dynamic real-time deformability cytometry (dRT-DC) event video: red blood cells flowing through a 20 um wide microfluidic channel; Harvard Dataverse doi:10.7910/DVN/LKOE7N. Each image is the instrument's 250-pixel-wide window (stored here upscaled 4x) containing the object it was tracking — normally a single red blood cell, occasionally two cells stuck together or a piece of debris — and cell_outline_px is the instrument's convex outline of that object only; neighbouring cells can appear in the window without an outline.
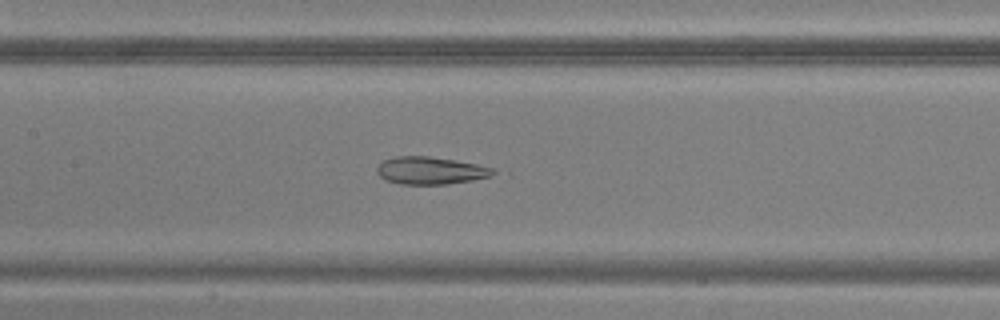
{"species": "common noctule bat (a hibernating species)", "species_latin": "Nyctalus noctula", "temperature_condition": "warm", "stored_images_in_passage": 49, "camera_frame_rate_fps": 3000, "um_per_image_px": 0.085, "animal": {"sex": "male", "body_mass_g": 20.5, "forearm_length_mm": 52.5}, "frame": {"image": 1, "passage_image": 23, "time_ms": 7.333, "image_size_px": [1000, 320], "cell_outline_px": [[496, 172], [488, 176], [472, 180], [448, 184], [400, 184], [384, 180], [376, 172], [376, 168], [384, 160], [396, 156], [428, 156], [456, 160], [476, 164], [492, 168]], "centroid_in_image_um": [36.54, 14.5], "position_along_channel_um": 170.9, "area_um2": 18.5}}
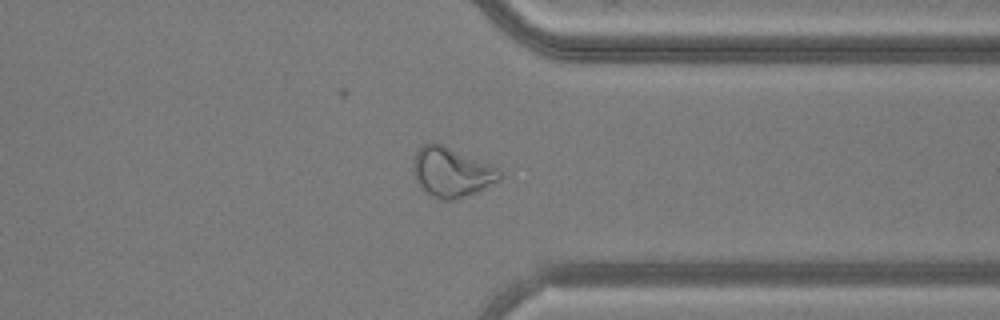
{"frame": {"image": 2, "passage_image": 38, "time_ms": 12.333, "image_size_px": [1000, 320], "cell_outline_px": [[504, 176], [500, 180], [476, 192], [456, 200], [440, 200], [432, 196], [420, 188], [416, 180], [412, 168], [412, 164], [416, 148], [420, 144], [440, 144], [500, 168]], "centroid_in_image_um": [38.37, 14.65], "position_along_channel_um": 373.0, "area_um2": 25.14}}
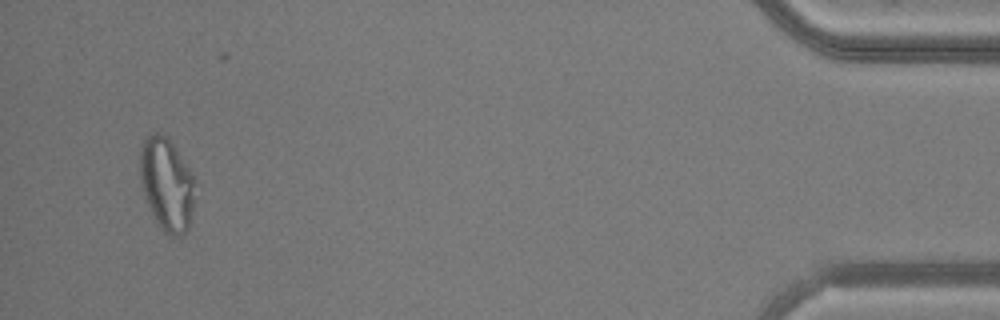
{"frame": {"image": 3, "passage_image": 47, "time_ms": 15.333, "image_size_px": [1000, 320], "cell_outline_px": [[196, 180], [192, 208], [188, 228], [184, 232], [176, 236], [168, 236], [164, 232], [156, 220], [144, 196], [140, 180], [140, 152], [144, 140], [152, 132], [156, 132], [168, 136]], "centroid_in_image_um": [14.17, 15.63], "position_along_channel_um": 421.0, "area_um2": 29.54}}